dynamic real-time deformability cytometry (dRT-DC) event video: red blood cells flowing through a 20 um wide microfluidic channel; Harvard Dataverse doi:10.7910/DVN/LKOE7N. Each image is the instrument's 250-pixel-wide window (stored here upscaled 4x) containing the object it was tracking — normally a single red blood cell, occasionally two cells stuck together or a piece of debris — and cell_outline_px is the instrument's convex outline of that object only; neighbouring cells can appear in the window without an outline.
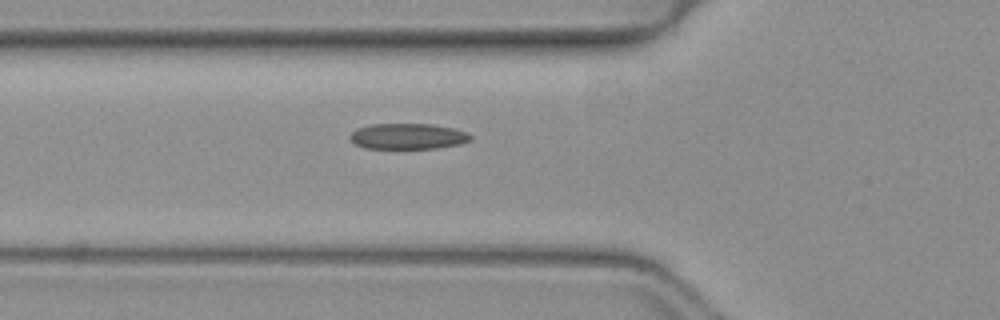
{"species": "common noctule bat (a hibernating species)", "species_latin": "Nyctalus noctula", "temperature_condition": "warm", "stored_images_in_passage": 35, "camera_frame_rate_fps": 3000, "um_per_image_px": 0.085, "animal": {"sex": "female", "body_mass_g": 19.3, "forearm_length_mm": 54.1}, "frame": {"image": 1, "passage_image": 2, "time_ms": 0.333, "image_size_px": [1000, 320], "cell_outline_px": [[472, 140], [460, 144], [436, 148], [364, 148], [356, 144], [348, 136], [352, 132], [360, 128], [372, 124], [432, 124], [452, 128], [468, 132], [472, 136]], "centroid_in_image_um": [34.71, 11.58], "position_along_channel_um": 91.1, "area_um2": 17.98}}
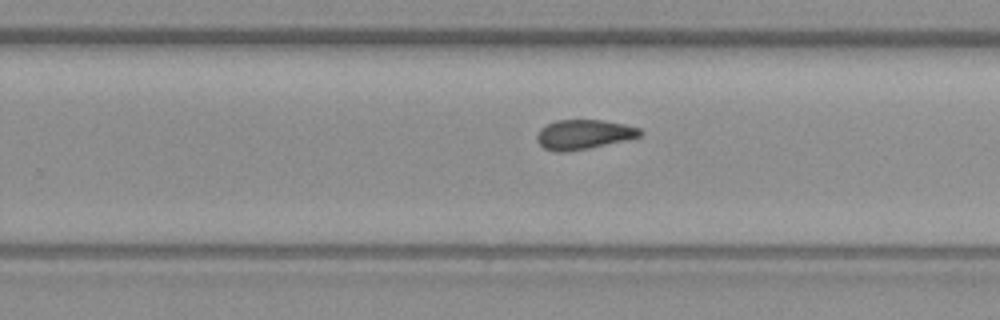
{"frame": {"image": 2, "passage_image": 16, "time_ms": 5.0, "image_size_px": [1000, 320], "cell_outline_px": [[644, 132], [640, 136], [624, 140], [588, 148], [564, 152], [556, 152], [544, 148], [536, 140], [536, 136], [540, 128], [556, 120], [604, 120], [624, 124], [640, 128]], "centroid_in_image_um": [49.6, 11.42], "position_along_channel_um": 280.2, "area_um2": 17.69}}
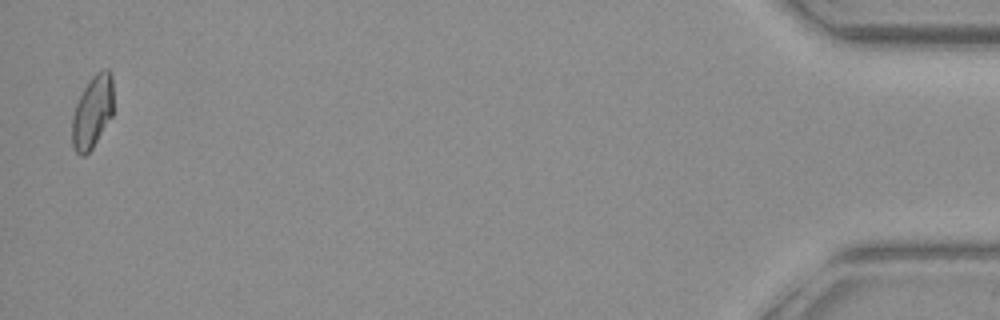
{"frame": {"image": 3, "passage_image": 34, "time_ms": 11.0, "image_size_px": [1000, 320], "cell_outline_px": [[112, 116], [92, 148], [84, 156], [80, 156], [76, 152], [72, 144], [72, 116], [76, 104], [88, 80], [96, 72], [104, 68], [108, 68], [112, 72]], "centroid_in_image_um": [7.85, 9.48], "position_along_channel_um": 427.3, "area_um2": 17.51}}